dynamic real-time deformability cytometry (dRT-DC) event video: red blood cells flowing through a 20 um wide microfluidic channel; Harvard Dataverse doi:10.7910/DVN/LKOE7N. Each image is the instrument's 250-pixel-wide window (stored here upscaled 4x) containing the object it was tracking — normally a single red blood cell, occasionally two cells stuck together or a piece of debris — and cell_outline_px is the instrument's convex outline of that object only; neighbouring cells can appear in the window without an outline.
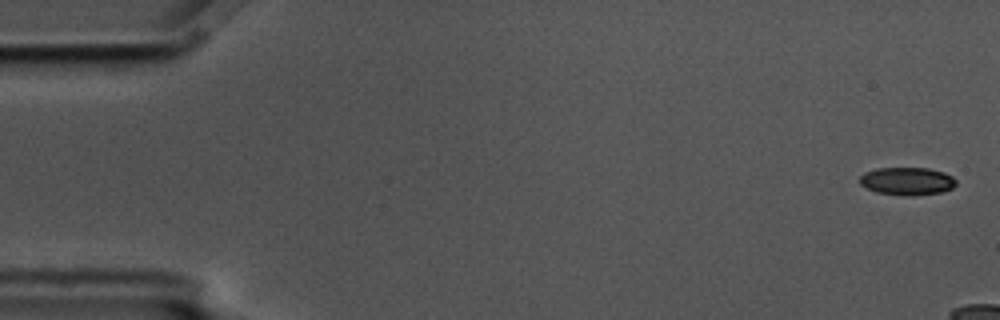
{"species": "common noctule bat (a hibernating species)", "species_latin": "Nyctalus noctula", "temperature_condition": "cold", "stored_images_in_passage": 4, "camera_frame_rate_fps": 3000, "um_per_image_px": 0.085, "animal": {"sex": "male", "body_mass_g": 17.5, "forearm_length_mm": 52.3}, "frame": {"image": 1, "passage_image": 1, "time_ms": 0.0, "image_size_px": [1000, 320], "cell_outline_px": [[956, 184], [952, 188], [944, 192], [912, 196], [908, 196], [876, 192], [860, 184], [860, 176], [864, 172], [876, 168], [928, 168], [944, 172], [952, 176], [956, 180]], "centroid_in_image_um": [77.12, 15.4], "position_along_channel_um": 7.9, "area_um2": 15.72}}